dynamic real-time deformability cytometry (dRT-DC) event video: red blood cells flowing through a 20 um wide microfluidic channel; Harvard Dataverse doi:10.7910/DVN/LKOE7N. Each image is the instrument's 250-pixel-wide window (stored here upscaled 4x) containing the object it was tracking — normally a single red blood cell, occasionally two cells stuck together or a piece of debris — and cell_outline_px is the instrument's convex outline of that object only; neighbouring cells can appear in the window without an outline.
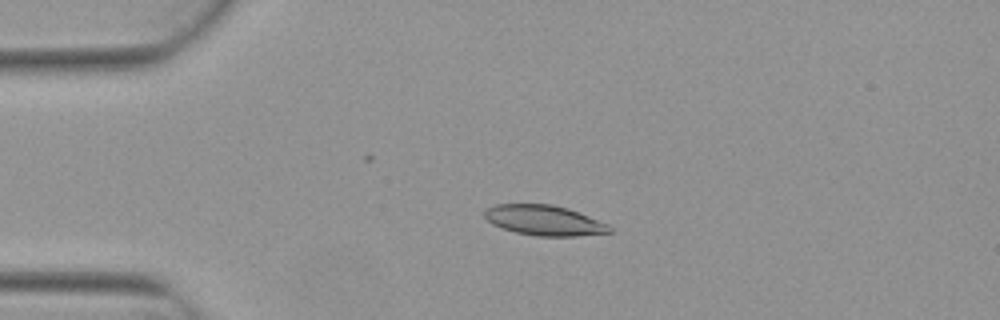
{"species": "Egyptian fruit bat (a non-hibernating species)", "species_latin": "Rousettus aegyptiacus", "temperature_condition": "warm", "stored_images_in_passage": 6, "camera_frame_rate_fps": 3000, "um_per_image_px": 0.085, "animal": {"sex": "female"}, "frame": {"image": 1, "passage_image": 4, "time_ms": 1.0, "image_size_px": [1000, 320], "cell_outline_px": [[612, 232], [576, 236], [536, 236], [516, 232], [492, 224], [484, 216], [484, 212], [488, 208], [496, 204], [552, 204], [568, 208], [608, 224], [612, 228]], "centroid_in_image_um": [46.27, 18.73], "position_along_channel_um": 38.7, "area_um2": 21.85}}
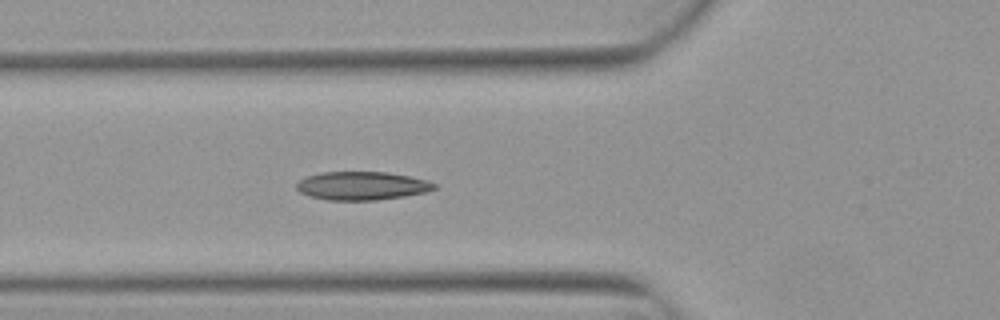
{"frame": {"image": 2, "passage_image": 6, "time_ms": 1.667, "image_size_px": [1000, 320], "cell_outline_px": [[440, 184], [436, 188], [428, 192], [404, 196], [376, 200], [328, 200], [308, 196], [300, 192], [296, 188], [296, 184], [300, 180], [308, 176], [320, 172], [388, 172], [428, 180]], "centroid_in_image_um": [30.8, 15.79], "position_along_channel_um": 95.0, "area_um2": 22.95}}